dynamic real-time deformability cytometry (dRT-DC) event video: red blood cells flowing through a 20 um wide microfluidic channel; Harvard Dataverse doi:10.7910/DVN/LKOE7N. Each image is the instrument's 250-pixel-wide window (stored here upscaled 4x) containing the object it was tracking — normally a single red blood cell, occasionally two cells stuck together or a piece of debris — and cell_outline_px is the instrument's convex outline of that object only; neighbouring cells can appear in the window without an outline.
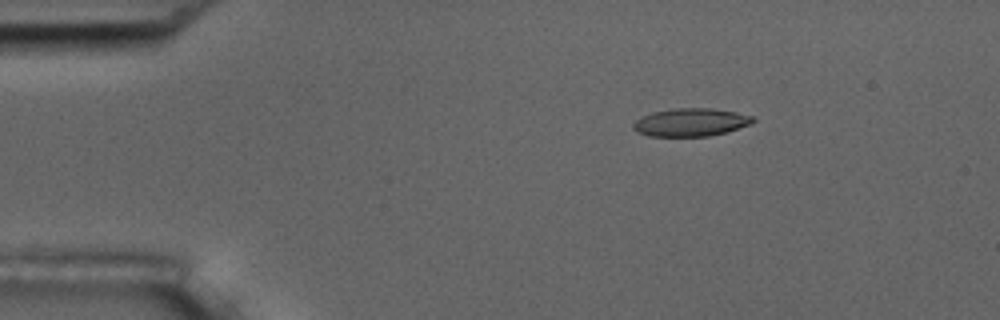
{"species": "common noctule bat (a hibernating species)", "species_latin": "Nyctalus noctula", "temperature_condition": "room temperature", "stored_images_in_passage": 4, "camera_frame_rate_fps": 3000, "um_per_image_px": 0.085, "animal": {"sex": "male", "body_mass_g": 17.5, "forearm_length_mm": 52.3}, "frame": {"image": 1, "passage_image": 3, "time_ms": 2.333, "image_size_px": [1000, 320], "cell_outline_px": [[756, 120], [752, 124], [724, 132], [708, 136], [648, 136], [636, 132], [632, 128], [632, 124], [636, 120], [652, 112], [676, 108], [712, 108], [736, 112], [752, 116]], "centroid_in_image_um": [58.7, 10.39], "position_along_channel_um": 26.3, "area_um2": 19.48}}